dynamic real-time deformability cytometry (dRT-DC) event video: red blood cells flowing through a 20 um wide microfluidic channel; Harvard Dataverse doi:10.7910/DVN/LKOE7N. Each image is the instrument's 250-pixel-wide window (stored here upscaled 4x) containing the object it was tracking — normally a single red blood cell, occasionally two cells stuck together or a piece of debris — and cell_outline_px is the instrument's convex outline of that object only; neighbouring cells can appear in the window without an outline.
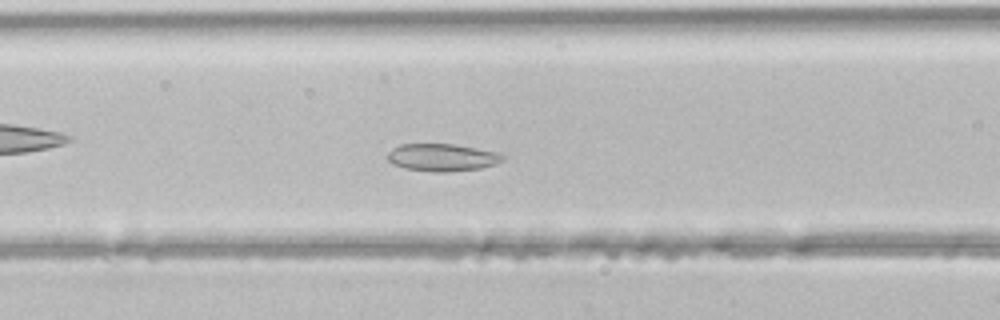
{"species": "common noctule bat (a hibernating species)", "species_latin": "Nyctalus noctula", "temperature_condition": "room temperature", "stored_images_in_passage": 44, "segment_of_instrument_passage": [1, 2], "camera_frame_rate_fps": 3000, "um_per_image_px": 0.085, "animal": {"sex": "male", "body_mass_g": 21.5, "forearm_length_mm": 52.0}, "frame": {"image": 1, "passage_image": 16, "time_ms": 5.0, "image_size_px": [1000, 320], "cell_outline_px": [[504, 160], [496, 164], [480, 168], [448, 172], [432, 172], [404, 168], [392, 164], [388, 160], [388, 152], [392, 148], [400, 144], [452, 144], [500, 152], [504, 156]], "centroid_in_image_um": [37.59, 13.38], "position_along_channel_um": 129.0, "area_um2": 18.55}}
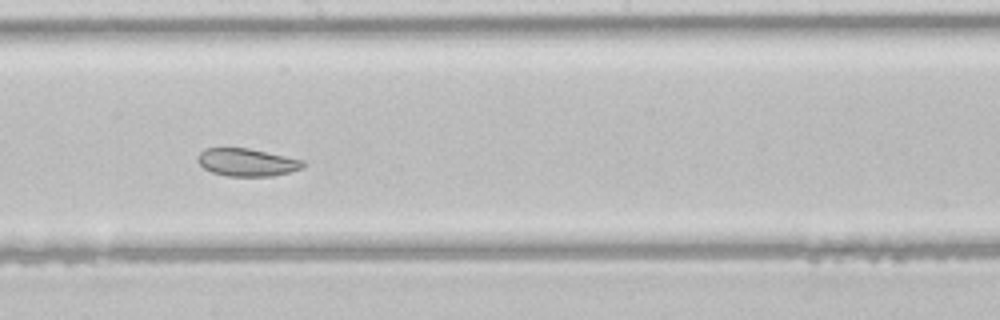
{"frame": {"image": 2, "passage_image": 23, "time_ms": 7.333, "image_size_px": [1000, 320], "cell_outline_px": [[308, 164], [304, 168], [272, 176], [228, 176], [212, 172], [204, 168], [196, 160], [196, 156], [204, 148], [248, 148], [304, 160]], "centroid_in_image_um": [21.0, 13.79], "position_along_channel_um": 227.2, "area_um2": 17.11}}
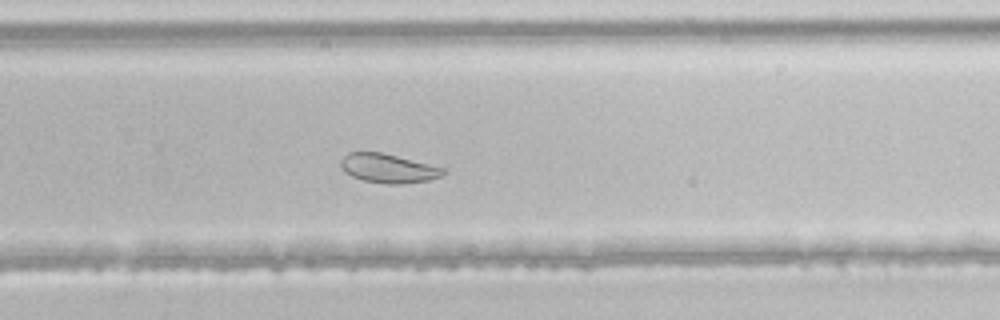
{"frame": {"image": 3, "passage_image": 28, "time_ms": 9.0, "image_size_px": [1000, 320], "cell_outline_px": [[448, 172], [440, 176], [428, 180], [400, 184], [388, 184], [364, 180], [352, 176], [344, 172], [340, 168], [340, 160], [348, 152], [380, 152], [448, 168]], "centroid_in_image_um": [33.02, 14.3], "position_along_channel_um": 296.8, "area_um2": 17.46}}